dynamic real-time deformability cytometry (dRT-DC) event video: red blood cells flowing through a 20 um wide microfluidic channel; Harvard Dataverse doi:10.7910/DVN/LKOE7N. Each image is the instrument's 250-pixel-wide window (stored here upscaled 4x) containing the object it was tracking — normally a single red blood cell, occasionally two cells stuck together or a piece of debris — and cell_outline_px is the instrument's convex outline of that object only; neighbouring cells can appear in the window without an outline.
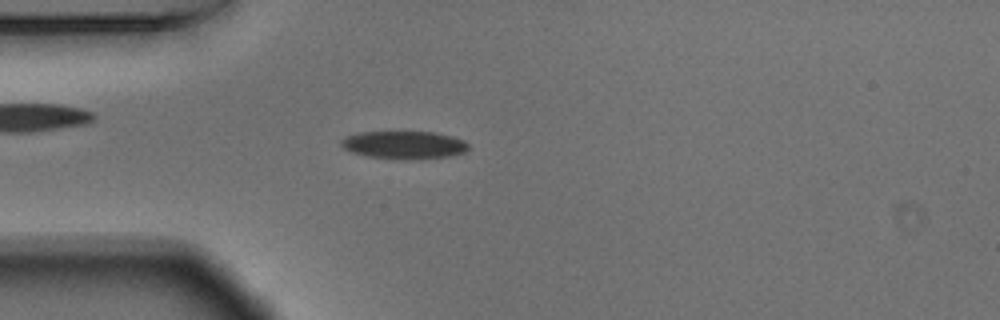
{"species": "Egyptian fruit bat (a non-hibernating species)", "species_latin": "Rousettus aegyptiacus", "temperature_condition": "warm", "stored_images_in_passage": 55, "camera_frame_rate_fps": 3000, "um_per_image_px": 0.085, "animal": {"sex": "male"}, "frame": {"image": 1, "passage_image": 15, "time_ms": 4.667, "image_size_px": [1000, 320], "cell_outline_px": [[468, 148], [464, 152], [448, 156], [368, 156], [352, 152], [344, 148], [340, 144], [340, 140], [344, 136], [360, 132], [436, 132], [452, 136], [464, 140], [468, 144]], "centroid_in_image_um": [34.31, 12.25], "position_along_channel_um": 50.7, "area_um2": 19.48}}
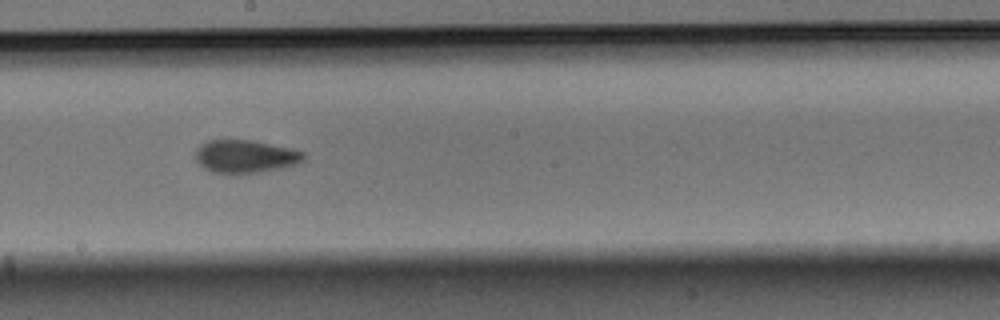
{"frame": {"image": 2, "passage_image": 30, "time_ms": 9.667, "image_size_px": [1000, 320], "cell_outline_px": [[304, 160], [292, 164], [276, 168], [240, 176], [228, 176], [212, 172], [204, 168], [196, 160], [196, 148], [200, 144], [208, 140], [252, 140], [292, 148], [304, 152]], "centroid_in_image_um": [20.78, 13.32], "position_along_channel_um": 227.4, "area_um2": 21.1}}
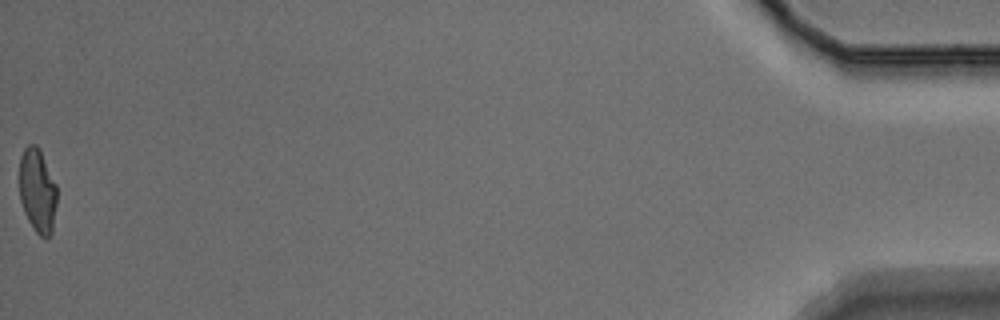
{"frame": {"image": 3, "passage_image": 55, "time_ms": 18.0, "image_size_px": [1000, 320], "cell_outline_px": [[56, 204], [52, 232], [48, 236], [40, 236], [36, 232], [28, 220], [24, 212], [20, 200], [20, 156], [24, 148], [28, 144], [36, 144], [40, 148], [56, 184]], "centroid_in_image_um": [3.18, 16.17], "position_along_channel_um": 432.0, "area_um2": 18.38}, "authors_computed_cell_mechanics": {"area_um2": 19.8832, "velocity_mm_per_s": 3.6872, "shape_relaxation_time_tau1_ms": 6.6167, "shape_relaxation_time_tau2_ms": 1.583, "deformation_change_tau1": 0.1834, "deformation_change_tau2": 0.0726}}